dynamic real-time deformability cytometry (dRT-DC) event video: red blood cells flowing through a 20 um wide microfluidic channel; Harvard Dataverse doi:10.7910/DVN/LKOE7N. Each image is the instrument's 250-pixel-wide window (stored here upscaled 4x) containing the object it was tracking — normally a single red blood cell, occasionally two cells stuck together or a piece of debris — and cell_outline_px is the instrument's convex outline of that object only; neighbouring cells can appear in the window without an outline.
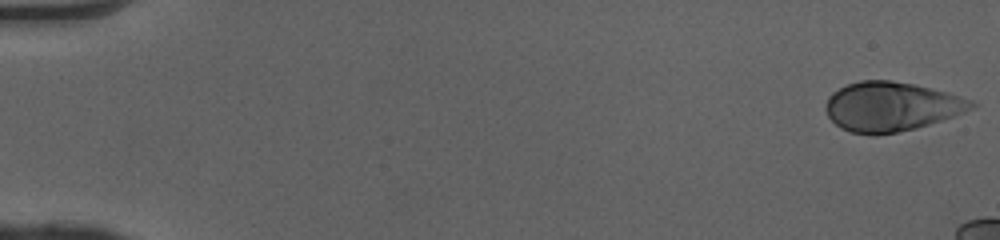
{"species": "human", "species_latin": "Homo sapiens", "temperature_condition": "cold", "stored_images_in_passage": 14, "camera_frame_rate_fps": 3000, "um_per_image_px": 0.085, "donor": {"sex": "female"}, "frame": {"image": 1, "passage_image": 1, "time_ms": 0.0, "image_size_px": [1000, 240], "cell_outline_px": [[976, 104], [972, 108], [964, 112], [916, 128], [876, 136], [872, 136], [848, 132], [840, 128], [828, 116], [824, 108], [828, 96], [832, 92], [848, 84], [860, 80], [892, 80], [912, 84], [948, 92], [972, 100]], "centroid_in_image_um": [75.7, 9.07], "position_along_channel_um": 9.3, "area_um2": 41.91}}